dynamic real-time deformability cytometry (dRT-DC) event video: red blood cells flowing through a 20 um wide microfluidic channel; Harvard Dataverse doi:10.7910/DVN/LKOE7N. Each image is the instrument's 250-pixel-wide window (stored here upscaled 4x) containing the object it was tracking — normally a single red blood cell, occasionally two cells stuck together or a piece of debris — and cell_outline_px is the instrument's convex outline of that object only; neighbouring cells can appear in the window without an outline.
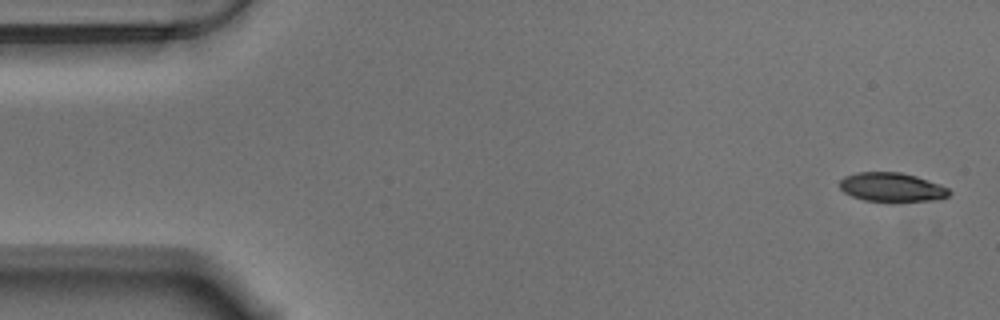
{"species": "Egyptian fruit bat (a non-hibernating species)", "species_latin": "Rousettus aegyptiacus", "temperature_condition": "warm", "stored_images_in_passage": 56, "camera_frame_rate_fps": 3000, "um_per_image_px": 0.085, "animal": {"sex": "male"}, "frame": {"image": 1, "passage_image": 1, "time_ms": 0.0, "image_size_px": [1000, 320], "cell_outline_px": [[952, 192], [948, 196], [940, 200], [864, 200], [852, 196], [844, 192], [840, 188], [840, 180], [844, 176], [856, 172], [900, 172], [916, 176], [940, 184], [948, 188]], "centroid_in_image_um": [75.81, 15.89], "position_along_channel_um": 9.2, "area_um2": 18.26}}
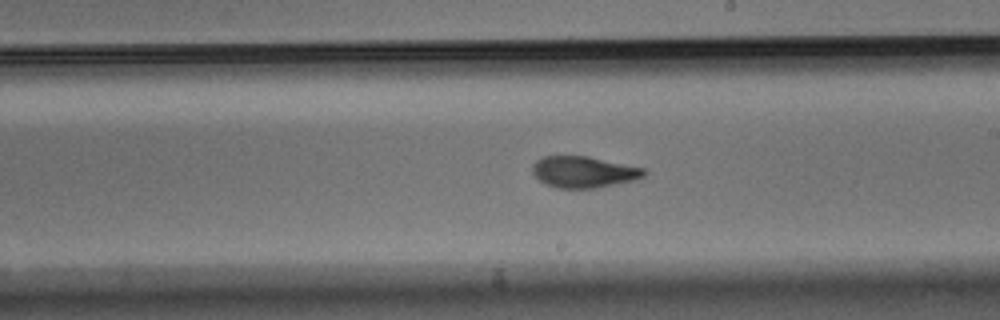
{"frame": {"image": 2, "passage_image": 31, "time_ms": 10.0, "image_size_px": [1000, 320], "cell_outline_px": [[648, 172], [644, 176], [636, 180], [596, 188], [556, 188], [540, 180], [532, 172], [532, 164], [536, 160], [544, 156], [588, 156], [644, 168]], "centroid_in_image_um": [49.63, 14.61], "position_along_channel_um": 239.4, "area_um2": 20.4}}
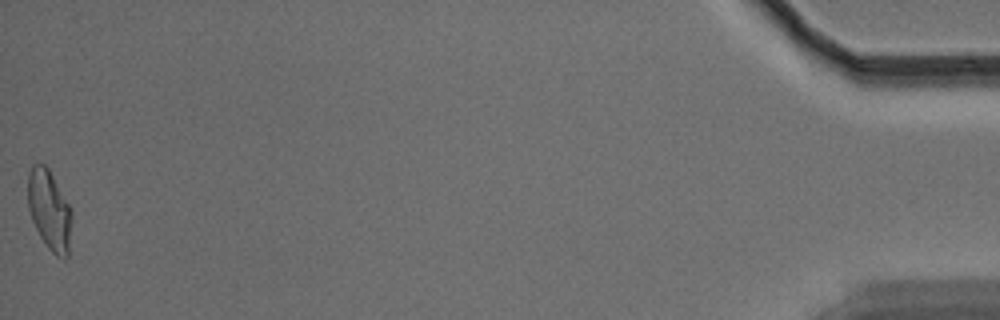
{"frame": {"image": 3, "passage_image": 56, "time_ms": 18.333, "image_size_px": [1000, 320], "cell_outline_px": [[72, 220], [68, 256], [64, 260], [56, 256], [48, 248], [40, 236], [32, 220], [28, 208], [28, 172], [32, 164], [44, 164], [48, 168], [68, 204], [72, 212]], "centroid_in_image_um": [4.2, 17.89], "position_along_channel_um": 431.0, "area_um2": 20.4}, "authors_computed_cell_mechanics": {"area_um2": 20.3456, "velocity_mm_per_s": 3.519, "shape_relaxation_time_tau1_ms": 4.4781, "shape_relaxation_time_tau2_ms": 2.1069, "deformation_change_tau1": 0.1672, "deformation_change_tau2": 0.086}}